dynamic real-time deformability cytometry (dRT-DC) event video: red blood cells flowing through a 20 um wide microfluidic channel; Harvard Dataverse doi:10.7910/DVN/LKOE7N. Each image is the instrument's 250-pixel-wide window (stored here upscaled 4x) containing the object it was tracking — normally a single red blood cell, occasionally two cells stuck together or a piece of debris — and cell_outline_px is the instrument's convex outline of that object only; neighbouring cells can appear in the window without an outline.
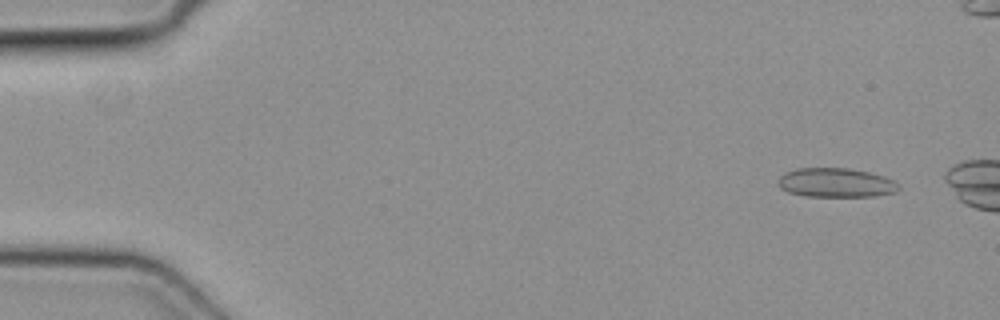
{"species": "common noctule bat (a hibernating species)", "species_latin": "Nyctalus noctula", "temperature_condition": "cold", "stored_images_in_passage": 22, "camera_frame_rate_fps": 3000, "um_per_image_px": 0.085, "animal": {"sex": "female", "body_mass_g": 19.3, "forearm_length_mm": 54.1}, "frame": {"image": 1, "passage_image": 1, "time_ms": 0.0, "image_size_px": [1000, 320], "cell_outline_px": [[900, 188], [896, 192], [872, 196], [804, 196], [788, 192], [780, 188], [776, 184], [776, 180], [784, 172], [796, 168], [848, 168], [868, 172], [884, 176], [892, 180]], "centroid_in_image_um": [70.97, 15.52], "position_along_channel_um": 14.0, "area_um2": 20.58}}
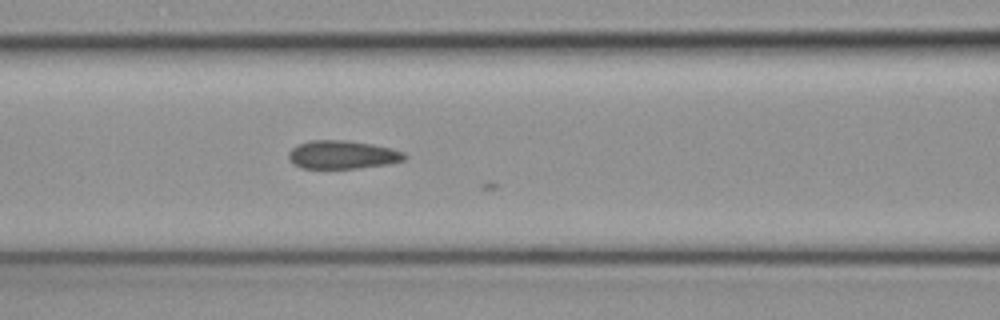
{"frame": {"image": 2, "passage_image": 19, "time_ms": 6.0, "image_size_px": [1000, 320], "cell_outline_px": [[408, 156], [404, 160], [388, 164], [356, 168], [304, 168], [292, 164], [288, 160], [288, 152], [292, 148], [300, 144], [312, 140], [344, 140], [372, 144], [404, 152]], "centroid_in_image_um": [29.08, 13.15], "position_along_channel_um": 137.5, "area_um2": 19.02}}